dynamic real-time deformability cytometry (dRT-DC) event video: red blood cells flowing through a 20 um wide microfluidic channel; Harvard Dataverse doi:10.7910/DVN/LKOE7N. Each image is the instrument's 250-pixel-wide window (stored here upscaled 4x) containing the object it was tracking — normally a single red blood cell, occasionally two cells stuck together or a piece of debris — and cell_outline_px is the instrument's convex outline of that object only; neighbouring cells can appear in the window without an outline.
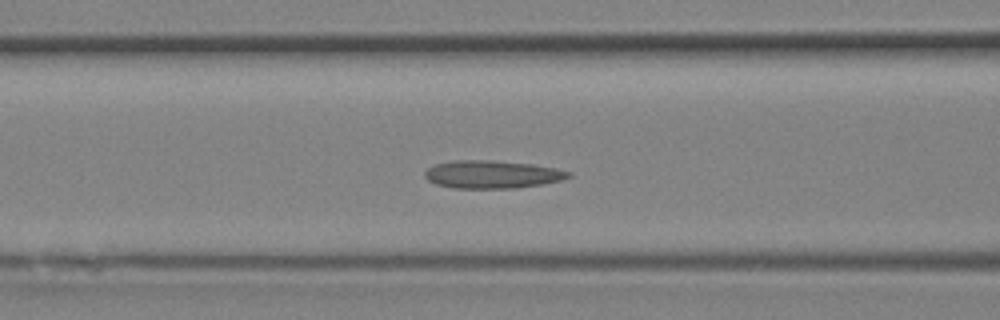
{"species": "Egyptian fruit bat (a non-hibernating species)", "species_latin": "Rousettus aegyptiacus", "temperature_condition": "room temperature", "stored_images_in_passage": 16, "camera_frame_rate_fps": 3000, "um_per_image_px": 0.085, "animal": {"sex": "female"}, "frame": {"image": 1, "passage_image": 10, "time_ms": 3.0, "image_size_px": [1000, 320], "cell_outline_px": [[572, 176], [560, 180], [540, 184], [516, 188], [452, 188], [436, 184], [428, 180], [424, 176], [424, 172], [432, 164], [456, 160], [488, 160], [532, 164], [556, 168], [572, 172]], "centroid_in_image_um": [41.8, 14.82], "position_along_channel_um": 124.8, "area_um2": 23.35}}
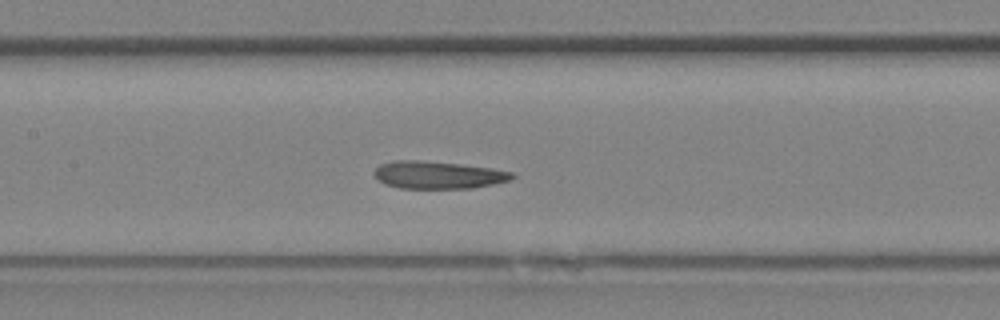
{"frame": {"image": 2, "passage_image": 12, "time_ms": 3.667, "image_size_px": [1000, 320], "cell_outline_px": [[516, 176], [508, 180], [492, 184], [472, 188], [400, 188], [384, 184], [372, 172], [380, 164], [396, 160], [416, 160], [460, 164], [488, 168], [512, 172]], "centroid_in_image_um": [37.19, 14.87], "position_along_channel_um": 170.2, "area_um2": 21.79}}
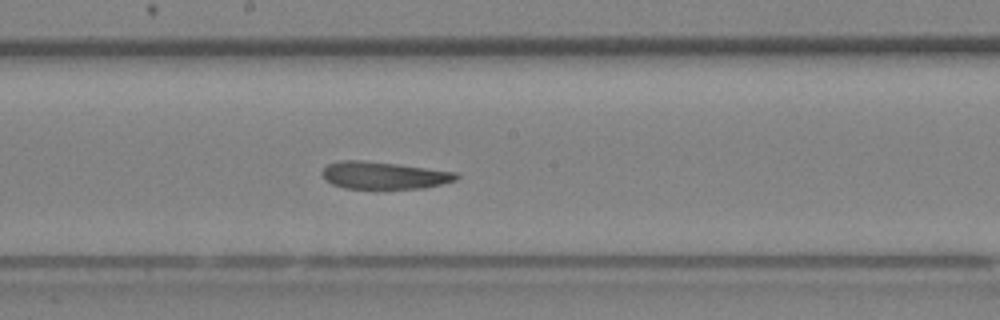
{"frame": {"image": 3, "passage_image": 14, "time_ms": 4.333, "image_size_px": [1000, 320], "cell_outline_px": [[460, 176], [456, 180], [424, 188], [344, 188], [332, 184], [324, 180], [320, 172], [328, 164], [340, 160], [364, 160], [396, 164], [456, 172]], "centroid_in_image_um": [32.58, 14.9], "position_along_channel_um": 215.6, "area_um2": 21.27}}